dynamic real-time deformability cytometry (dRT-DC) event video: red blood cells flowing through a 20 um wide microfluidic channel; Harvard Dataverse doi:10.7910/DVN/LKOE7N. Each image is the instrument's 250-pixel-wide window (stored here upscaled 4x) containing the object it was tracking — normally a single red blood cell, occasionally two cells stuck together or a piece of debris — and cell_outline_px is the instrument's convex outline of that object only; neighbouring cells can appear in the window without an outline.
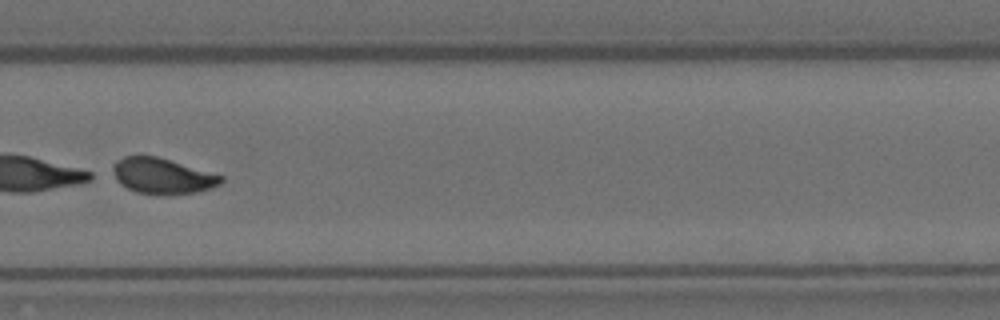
{"species": "Egyptian fruit bat (a non-hibernating species)", "species_latin": "Rousettus aegyptiacus", "temperature_condition": "room temperature", "stored_images_in_passage": 31, "camera_frame_rate_fps": 3000, "um_per_image_px": 0.085, "animal": {"sex": "female"}, "frame": {"image": 1, "passage_image": 22, "time_ms": 7.0, "image_size_px": [1000, 320], "cell_outline_px": [[224, 180], [220, 184], [212, 188], [196, 192], [168, 196], [160, 196], [136, 192], [120, 184], [116, 180], [112, 168], [112, 164], [124, 156], [156, 156], [224, 176]], "centroid_in_image_um": [13.8, 14.98], "position_along_channel_um": 316.0, "area_um2": 22.72}}